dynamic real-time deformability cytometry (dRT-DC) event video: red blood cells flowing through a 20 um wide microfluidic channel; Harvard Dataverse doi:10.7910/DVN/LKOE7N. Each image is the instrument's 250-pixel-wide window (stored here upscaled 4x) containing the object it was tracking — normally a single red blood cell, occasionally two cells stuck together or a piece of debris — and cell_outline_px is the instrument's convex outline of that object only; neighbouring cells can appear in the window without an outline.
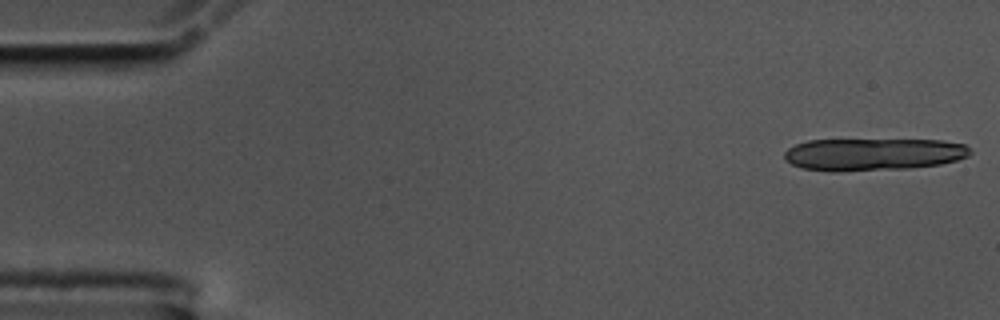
{"species": "common noctule bat (a hibernating species)", "species_latin": "Nyctalus noctula", "temperature_condition": "cold", "stored_images_in_passage": 14, "camera_frame_rate_fps": 3000, "um_per_image_px": 0.085, "animal": {"sex": "male", "body_mass_g": 17.5, "forearm_length_mm": 52.3}, "frame": {"image": 1, "passage_image": 1, "time_ms": 0.0, "image_size_px": [1000, 320], "cell_outline_px": [[972, 152], [968, 156], [956, 160], [940, 164], [908, 168], [840, 172], [832, 172], [800, 168], [784, 160], [784, 152], [788, 148], [796, 144], [808, 140], [944, 140], [964, 144]], "centroid_in_image_um": [74.18, 13.12], "position_along_channel_um": 10.8, "area_um2": 35.26}}